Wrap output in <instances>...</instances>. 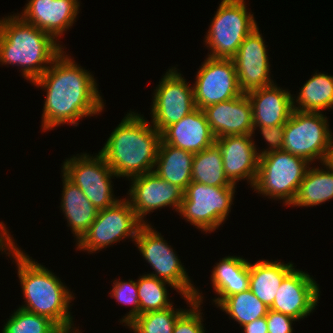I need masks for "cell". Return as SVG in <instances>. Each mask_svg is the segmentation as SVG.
<instances>
[{
    "label": "cell",
    "instance_id": "d6986e66",
    "mask_svg": "<svg viewBox=\"0 0 333 333\" xmlns=\"http://www.w3.org/2000/svg\"><path fill=\"white\" fill-rule=\"evenodd\" d=\"M216 138L229 135H252L253 115L246 94L207 106L203 109Z\"/></svg>",
    "mask_w": 333,
    "mask_h": 333
},
{
    "label": "cell",
    "instance_id": "8992f818",
    "mask_svg": "<svg viewBox=\"0 0 333 333\" xmlns=\"http://www.w3.org/2000/svg\"><path fill=\"white\" fill-rule=\"evenodd\" d=\"M245 0H222L211 20L204 44L207 57L232 59L246 36L258 25Z\"/></svg>",
    "mask_w": 333,
    "mask_h": 333
},
{
    "label": "cell",
    "instance_id": "e575fe53",
    "mask_svg": "<svg viewBox=\"0 0 333 333\" xmlns=\"http://www.w3.org/2000/svg\"><path fill=\"white\" fill-rule=\"evenodd\" d=\"M268 145L267 149L258 150V155L263 156L267 153L283 150L284 125L274 126H253L252 135L255 136V130L258 129Z\"/></svg>",
    "mask_w": 333,
    "mask_h": 333
},
{
    "label": "cell",
    "instance_id": "74e56055",
    "mask_svg": "<svg viewBox=\"0 0 333 333\" xmlns=\"http://www.w3.org/2000/svg\"><path fill=\"white\" fill-rule=\"evenodd\" d=\"M326 164H328L333 169V141L326 160Z\"/></svg>",
    "mask_w": 333,
    "mask_h": 333
},
{
    "label": "cell",
    "instance_id": "e0dca14e",
    "mask_svg": "<svg viewBox=\"0 0 333 333\" xmlns=\"http://www.w3.org/2000/svg\"><path fill=\"white\" fill-rule=\"evenodd\" d=\"M215 144L221 151L224 173L228 180L236 185L247 180L253 189L255 184L259 155L253 135H229L216 138Z\"/></svg>",
    "mask_w": 333,
    "mask_h": 333
},
{
    "label": "cell",
    "instance_id": "484cf974",
    "mask_svg": "<svg viewBox=\"0 0 333 333\" xmlns=\"http://www.w3.org/2000/svg\"><path fill=\"white\" fill-rule=\"evenodd\" d=\"M309 167L290 206L313 207L333 199V169L325 163Z\"/></svg>",
    "mask_w": 333,
    "mask_h": 333
},
{
    "label": "cell",
    "instance_id": "5bb4252c",
    "mask_svg": "<svg viewBox=\"0 0 333 333\" xmlns=\"http://www.w3.org/2000/svg\"><path fill=\"white\" fill-rule=\"evenodd\" d=\"M132 182L126 198L143 224L147 214L163 207H171L179 212L184 191L176 185L150 172L130 178Z\"/></svg>",
    "mask_w": 333,
    "mask_h": 333
},
{
    "label": "cell",
    "instance_id": "603a6c76",
    "mask_svg": "<svg viewBox=\"0 0 333 333\" xmlns=\"http://www.w3.org/2000/svg\"><path fill=\"white\" fill-rule=\"evenodd\" d=\"M62 199L60 209L67 219V226L76 237V243L88 231L98 214L97 208L82 190L62 174Z\"/></svg>",
    "mask_w": 333,
    "mask_h": 333
},
{
    "label": "cell",
    "instance_id": "4fadbf2b",
    "mask_svg": "<svg viewBox=\"0 0 333 333\" xmlns=\"http://www.w3.org/2000/svg\"><path fill=\"white\" fill-rule=\"evenodd\" d=\"M196 73V81L192 85L194 102L201 110L243 94L232 59L208 57Z\"/></svg>",
    "mask_w": 333,
    "mask_h": 333
},
{
    "label": "cell",
    "instance_id": "7c38bea8",
    "mask_svg": "<svg viewBox=\"0 0 333 333\" xmlns=\"http://www.w3.org/2000/svg\"><path fill=\"white\" fill-rule=\"evenodd\" d=\"M177 70L168 69L152 93L150 122L160 133L196 108L193 87Z\"/></svg>",
    "mask_w": 333,
    "mask_h": 333
},
{
    "label": "cell",
    "instance_id": "8d00e7d4",
    "mask_svg": "<svg viewBox=\"0 0 333 333\" xmlns=\"http://www.w3.org/2000/svg\"><path fill=\"white\" fill-rule=\"evenodd\" d=\"M244 333H268L266 316L242 326Z\"/></svg>",
    "mask_w": 333,
    "mask_h": 333
},
{
    "label": "cell",
    "instance_id": "f546056e",
    "mask_svg": "<svg viewBox=\"0 0 333 333\" xmlns=\"http://www.w3.org/2000/svg\"><path fill=\"white\" fill-rule=\"evenodd\" d=\"M136 284L139 297V315L172 307L174 303L168 299L167 287L170 286L180 293L171 283L147 274L140 276L136 280Z\"/></svg>",
    "mask_w": 333,
    "mask_h": 333
},
{
    "label": "cell",
    "instance_id": "9a60e30c",
    "mask_svg": "<svg viewBox=\"0 0 333 333\" xmlns=\"http://www.w3.org/2000/svg\"><path fill=\"white\" fill-rule=\"evenodd\" d=\"M257 26L252 30L232 58L238 76L239 87L244 94L274 84L267 45Z\"/></svg>",
    "mask_w": 333,
    "mask_h": 333
},
{
    "label": "cell",
    "instance_id": "52a82bcc",
    "mask_svg": "<svg viewBox=\"0 0 333 333\" xmlns=\"http://www.w3.org/2000/svg\"><path fill=\"white\" fill-rule=\"evenodd\" d=\"M151 224H143L138 231L135 245L144 260L153 268L147 275L171 283L180 295L194 297L195 301L203 304L202 292L191 282L184 265L171 245H168L161 233Z\"/></svg>",
    "mask_w": 333,
    "mask_h": 333
},
{
    "label": "cell",
    "instance_id": "4316f807",
    "mask_svg": "<svg viewBox=\"0 0 333 333\" xmlns=\"http://www.w3.org/2000/svg\"><path fill=\"white\" fill-rule=\"evenodd\" d=\"M296 99L293 110L303 112H321L333 109V76L317 73L304 83Z\"/></svg>",
    "mask_w": 333,
    "mask_h": 333
},
{
    "label": "cell",
    "instance_id": "1f68e13d",
    "mask_svg": "<svg viewBox=\"0 0 333 333\" xmlns=\"http://www.w3.org/2000/svg\"><path fill=\"white\" fill-rule=\"evenodd\" d=\"M1 333H64L53 321L21 308L7 318Z\"/></svg>",
    "mask_w": 333,
    "mask_h": 333
},
{
    "label": "cell",
    "instance_id": "83f0119b",
    "mask_svg": "<svg viewBox=\"0 0 333 333\" xmlns=\"http://www.w3.org/2000/svg\"><path fill=\"white\" fill-rule=\"evenodd\" d=\"M192 182L216 187L236 186L224 173L222 154L216 144L194 154Z\"/></svg>",
    "mask_w": 333,
    "mask_h": 333
},
{
    "label": "cell",
    "instance_id": "836d02e7",
    "mask_svg": "<svg viewBox=\"0 0 333 333\" xmlns=\"http://www.w3.org/2000/svg\"><path fill=\"white\" fill-rule=\"evenodd\" d=\"M182 298L187 301L186 304H189L190 309L186 308L177 318L173 333H205L201 303L195 301L194 297L183 295Z\"/></svg>",
    "mask_w": 333,
    "mask_h": 333
},
{
    "label": "cell",
    "instance_id": "3957f363",
    "mask_svg": "<svg viewBox=\"0 0 333 333\" xmlns=\"http://www.w3.org/2000/svg\"><path fill=\"white\" fill-rule=\"evenodd\" d=\"M147 121L143 114L129 111L99 151L117 178L130 181L154 171L161 133Z\"/></svg>",
    "mask_w": 333,
    "mask_h": 333
},
{
    "label": "cell",
    "instance_id": "ba28073f",
    "mask_svg": "<svg viewBox=\"0 0 333 333\" xmlns=\"http://www.w3.org/2000/svg\"><path fill=\"white\" fill-rule=\"evenodd\" d=\"M333 133L322 112L293 110L284 125L283 151L313 163H325L332 145Z\"/></svg>",
    "mask_w": 333,
    "mask_h": 333
},
{
    "label": "cell",
    "instance_id": "cb8c5ba5",
    "mask_svg": "<svg viewBox=\"0 0 333 333\" xmlns=\"http://www.w3.org/2000/svg\"><path fill=\"white\" fill-rule=\"evenodd\" d=\"M292 262L262 259L249 262V278L251 292L267 307H271L283 279L294 269Z\"/></svg>",
    "mask_w": 333,
    "mask_h": 333
},
{
    "label": "cell",
    "instance_id": "2e32d148",
    "mask_svg": "<svg viewBox=\"0 0 333 333\" xmlns=\"http://www.w3.org/2000/svg\"><path fill=\"white\" fill-rule=\"evenodd\" d=\"M319 298V284L305 271L294 268L283 279L269 309L299 321L313 313Z\"/></svg>",
    "mask_w": 333,
    "mask_h": 333
},
{
    "label": "cell",
    "instance_id": "7a4b0ae2",
    "mask_svg": "<svg viewBox=\"0 0 333 333\" xmlns=\"http://www.w3.org/2000/svg\"><path fill=\"white\" fill-rule=\"evenodd\" d=\"M13 238L7 232L0 240V251L13 257L12 262L15 261L17 265L25 300V304L19 308L49 318L64 333H82L74 326L73 316L69 311L70 303L75 299L73 292L52 271L18 248Z\"/></svg>",
    "mask_w": 333,
    "mask_h": 333
},
{
    "label": "cell",
    "instance_id": "9c48e42d",
    "mask_svg": "<svg viewBox=\"0 0 333 333\" xmlns=\"http://www.w3.org/2000/svg\"><path fill=\"white\" fill-rule=\"evenodd\" d=\"M235 189L191 182L184 191L178 213L202 232H214L231 212Z\"/></svg>",
    "mask_w": 333,
    "mask_h": 333
},
{
    "label": "cell",
    "instance_id": "7402d4cb",
    "mask_svg": "<svg viewBox=\"0 0 333 333\" xmlns=\"http://www.w3.org/2000/svg\"><path fill=\"white\" fill-rule=\"evenodd\" d=\"M211 273L212 287L218 295L212 300L215 306L226 297L249 289V261L242 256L228 255L222 258Z\"/></svg>",
    "mask_w": 333,
    "mask_h": 333
},
{
    "label": "cell",
    "instance_id": "277c9868",
    "mask_svg": "<svg viewBox=\"0 0 333 333\" xmlns=\"http://www.w3.org/2000/svg\"><path fill=\"white\" fill-rule=\"evenodd\" d=\"M64 48L18 14L0 18V64L20 66L21 75L31 83L50 67Z\"/></svg>",
    "mask_w": 333,
    "mask_h": 333
},
{
    "label": "cell",
    "instance_id": "8fae6325",
    "mask_svg": "<svg viewBox=\"0 0 333 333\" xmlns=\"http://www.w3.org/2000/svg\"><path fill=\"white\" fill-rule=\"evenodd\" d=\"M142 225L128 200L120 198L114 205L98 211L88 231L76 243V249L91 254L123 239L135 242Z\"/></svg>",
    "mask_w": 333,
    "mask_h": 333
},
{
    "label": "cell",
    "instance_id": "6da1fadb",
    "mask_svg": "<svg viewBox=\"0 0 333 333\" xmlns=\"http://www.w3.org/2000/svg\"><path fill=\"white\" fill-rule=\"evenodd\" d=\"M62 51L35 81L45 90L41 130L50 131L62 124L79 125V119L99 115L104 101L94 76Z\"/></svg>",
    "mask_w": 333,
    "mask_h": 333
},
{
    "label": "cell",
    "instance_id": "f1b7e54d",
    "mask_svg": "<svg viewBox=\"0 0 333 333\" xmlns=\"http://www.w3.org/2000/svg\"><path fill=\"white\" fill-rule=\"evenodd\" d=\"M223 312L240 326H244L252 321L265 317L268 313L267 307L260 301L250 289L226 297L218 306Z\"/></svg>",
    "mask_w": 333,
    "mask_h": 333
},
{
    "label": "cell",
    "instance_id": "d590c367",
    "mask_svg": "<svg viewBox=\"0 0 333 333\" xmlns=\"http://www.w3.org/2000/svg\"><path fill=\"white\" fill-rule=\"evenodd\" d=\"M295 321L298 320L271 309L268 310L266 315L268 333H293L292 325Z\"/></svg>",
    "mask_w": 333,
    "mask_h": 333
},
{
    "label": "cell",
    "instance_id": "ffe728a7",
    "mask_svg": "<svg viewBox=\"0 0 333 333\" xmlns=\"http://www.w3.org/2000/svg\"><path fill=\"white\" fill-rule=\"evenodd\" d=\"M161 140L196 154L215 144L216 137L207 122L204 111L196 107L179 122L168 126L161 133Z\"/></svg>",
    "mask_w": 333,
    "mask_h": 333
},
{
    "label": "cell",
    "instance_id": "44dd1931",
    "mask_svg": "<svg viewBox=\"0 0 333 333\" xmlns=\"http://www.w3.org/2000/svg\"><path fill=\"white\" fill-rule=\"evenodd\" d=\"M246 95L252 106L253 126L285 125L293 111V94L276 82Z\"/></svg>",
    "mask_w": 333,
    "mask_h": 333
},
{
    "label": "cell",
    "instance_id": "d4e9b609",
    "mask_svg": "<svg viewBox=\"0 0 333 333\" xmlns=\"http://www.w3.org/2000/svg\"><path fill=\"white\" fill-rule=\"evenodd\" d=\"M193 158V153L161 140L153 172L185 191L192 182Z\"/></svg>",
    "mask_w": 333,
    "mask_h": 333
},
{
    "label": "cell",
    "instance_id": "ac0fdd59",
    "mask_svg": "<svg viewBox=\"0 0 333 333\" xmlns=\"http://www.w3.org/2000/svg\"><path fill=\"white\" fill-rule=\"evenodd\" d=\"M79 0H28L19 14L25 22L51 35L57 42L76 21ZM22 14V15H21Z\"/></svg>",
    "mask_w": 333,
    "mask_h": 333
},
{
    "label": "cell",
    "instance_id": "f35d334b",
    "mask_svg": "<svg viewBox=\"0 0 333 333\" xmlns=\"http://www.w3.org/2000/svg\"><path fill=\"white\" fill-rule=\"evenodd\" d=\"M8 230L6 225L1 221L0 222V240L7 234Z\"/></svg>",
    "mask_w": 333,
    "mask_h": 333
},
{
    "label": "cell",
    "instance_id": "5b68a950",
    "mask_svg": "<svg viewBox=\"0 0 333 333\" xmlns=\"http://www.w3.org/2000/svg\"><path fill=\"white\" fill-rule=\"evenodd\" d=\"M310 165L305 159L283 150L260 156L254 191L290 206Z\"/></svg>",
    "mask_w": 333,
    "mask_h": 333
},
{
    "label": "cell",
    "instance_id": "30bf717a",
    "mask_svg": "<svg viewBox=\"0 0 333 333\" xmlns=\"http://www.w3.org/2000/svg\"><path fill=\"white\" fill-rule=\"evenodd\" d=\"M81 154L65 159L62 174L82 190L98 211L114 205L120 199L114 196L111 178L117 175L99 152L95 156Z\"/></svg>",
    "mask_w": 333,
    "mask_h": 333
},
{
    "label": "cell",
    "instance_id": "d6a6232c",
    "mask_svg": "<svg viewBox=\"0 0 333 333\" xmlns=\"http://www.w3.org/2000/svg\"><path fill=\"white\" fill-rule=\"evenodd\" d=\"M112 290L110 291L109 295L118 301V303H122L124 305H131V310L126 316H123L120 319V323L124 326L130 324L134 319L139 316V297H138V290L137 284L134 280L122 281L116 279L113 281Z\"/></svg>",
    "mask_w": 333,
    "mask_h": 333
},
{
    "label": "cell",
    "instance_id": "4dcf8cb0",
    "mask_svg": "<svg viewBox=\"0 0 333 333\" xmlns=\"http://www.w3.org/2000/svg\"><path fill=\"white\" fill-rule=\"evenodd\" d=\"M182 308H170L150 311L139 315L128 328L134 333H173L177 318L184 312Z\"/></svg>",
    "mask_w": 333,
    "mask_h": 333
}]
</instances>
